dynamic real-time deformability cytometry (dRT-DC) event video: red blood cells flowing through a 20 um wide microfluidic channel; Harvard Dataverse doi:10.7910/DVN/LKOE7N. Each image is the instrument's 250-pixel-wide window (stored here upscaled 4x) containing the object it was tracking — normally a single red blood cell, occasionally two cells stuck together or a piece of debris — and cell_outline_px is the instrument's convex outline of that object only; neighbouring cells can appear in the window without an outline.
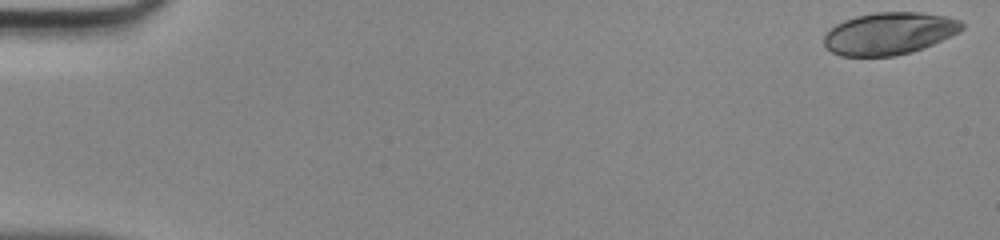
{"species": "human", "species_latin": "Homo sapiens", "temperature_condition": "room temperature", "stored_images_in_passage": 48, "camera_frame_rate_fps": 3000, "um_per_image_px": 0.085, "donor": {"sex": "male"}, "frame": {"image": 1, "passage_image": 1, "time_ms": 0.0, "image_size_px": [1000, 240], "cell_outline_px": [[964, 28], [960, 32], [924, 48], [912, 52], [892, 56], [840, 56], [832, 52], [824, 44], [824, 36], [836, 24], [844, 20], [856, 16], [876, 12], [920, 12], [948, 16], [960, 20], [964, 24]], "centroid_in_image_um": [75.62, 2.84], "position_along_channel_um": 9.4, "area_um2": 34.04}}
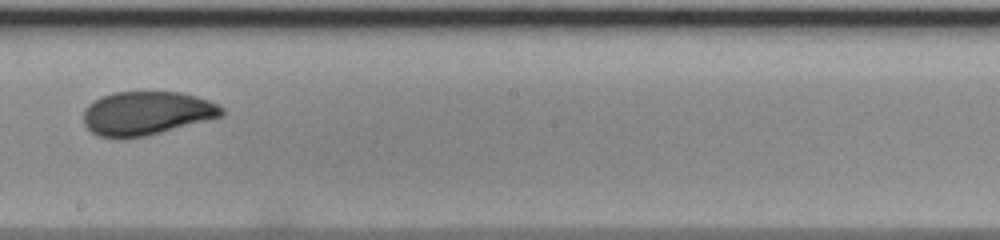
{"frame": {"image": 2, "passage_image": 28, "time_ms": 9.0, "image_size_px": [1000, 240], "cell_outline_px": [[224, 116], [144, 136], [124, 140], [100, 136], [92, 132], [84, 124], [84, 108], [88, 104], [104, 96], [116, 92], [180, 92], [196, 96], [208, 100], [224, 108]], "centroid_in_image_um": [12.45, 9.64], "position_along_channel_um": 235.7, "area_um2": 35.14}}
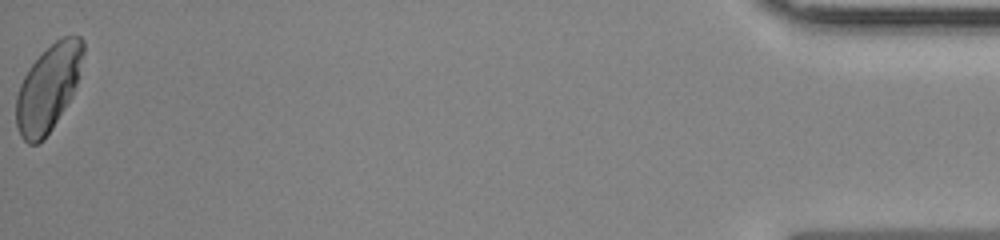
{"frame": {"image": 3, "passage_image": 48, "time_ms": 15.667, "image_size_px": [1000, 240], "cell_outline_px": [[84, 52], [76, 84], [72, 96], [52, 128], [44, 140], [36, 144], [28, 144], [20, 136], [16, 124], [16, 96], [20, 84], [28, 68], [56, 40], [64, 36], [80, 36], [84, 40]], "centroid_in_image_um": [4.09, 7.5], "position_along_channel_um": 431.1, "area_um2": 33.47}}